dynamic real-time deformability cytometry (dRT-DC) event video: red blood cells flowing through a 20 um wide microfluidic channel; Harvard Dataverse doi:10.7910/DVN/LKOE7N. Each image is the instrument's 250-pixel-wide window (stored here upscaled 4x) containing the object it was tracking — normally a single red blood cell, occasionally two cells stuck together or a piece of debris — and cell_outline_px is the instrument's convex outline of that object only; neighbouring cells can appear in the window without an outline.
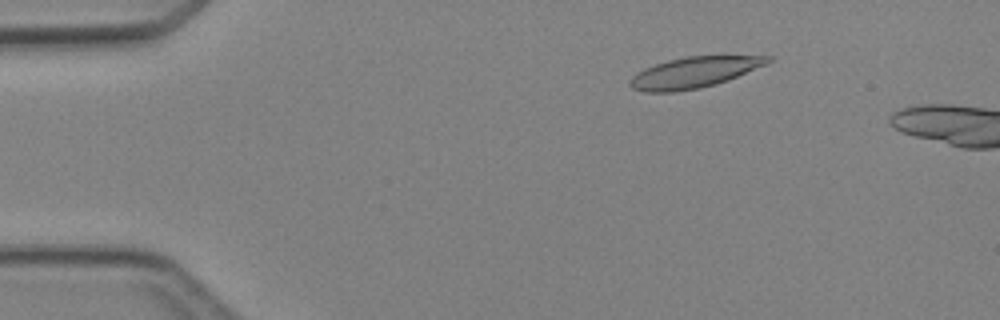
{"species": "Egyptian fruit bat (a non-hibernating species)", "species_latin": "Rousettus aegyptiacus", "temperature_condition": "cold", "stored_images_in_passage": 4, "camera_frame_rate_fps": 3000, "um_per_image_px": 0.085, "animal": {"sex": "female"}, "frame": {"image": 1, "passage_image": 3, "time_ms": 2.333, "image_size_px": [1000, 320], "cell_outline_px": [[772, 60], [768, 64], [728, 80], [716, 84], [700, 88], [672, 92], [644, 92], [632, 88], [628, 84], [628, 80], [632, 76], [644, 68], [668, 60], [688, 56], [772, 56]], "centroid_in_image_um": [58.99, 6.16], "position_along_channel_um": 26.0, "area_um2": 24.8}}